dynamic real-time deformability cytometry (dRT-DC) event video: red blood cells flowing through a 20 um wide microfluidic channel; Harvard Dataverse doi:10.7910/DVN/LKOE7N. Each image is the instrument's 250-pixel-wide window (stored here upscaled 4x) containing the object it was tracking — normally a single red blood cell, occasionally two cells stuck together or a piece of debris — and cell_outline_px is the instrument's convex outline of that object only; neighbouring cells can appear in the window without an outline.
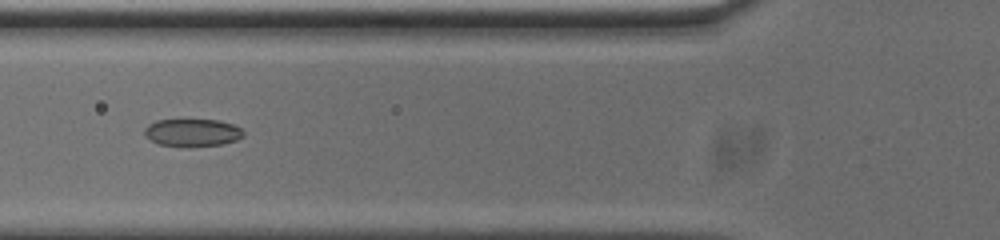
{"species": "common noctule bat (a hibernating species)", "species_latin": "Nyctalus noctula", "temperature_condition": "cold", "stored_images_in_passage": 37, "camera_frame_rate_fps": 3000, "um_per_image_px": 0.085, "animal": {"sex": "male", "body_mass_g": 20.0, "forearm_length_mm": 53.3}, "frame": {"image": 1, "passage_image": 4, "time_ms": 1.0, "image_size_px": [1000, 240], "cell_outline_px": [[244, 136], [236, 140], [220, 144], [160, 144], [152, 140], [144, 132], [144, 128], [148, 124], [156, 120], [220, 120], [232, 124], [240, 128], [244, 132]], "centroid_in_image_um": [16.38, 11.22], "position_along_channel_um": 109.4, "area_um2": 15.09}}
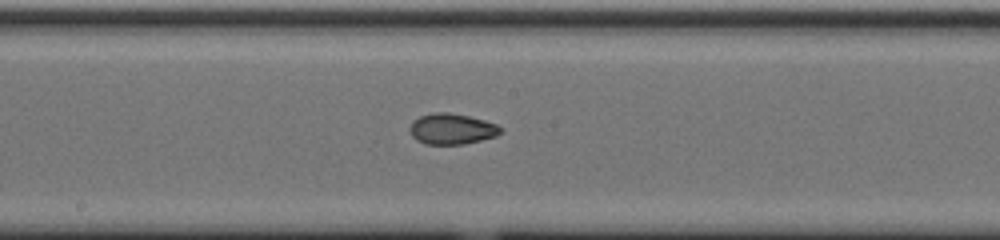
{"frame": {"image": 2, "passage_image": 12, "time_ms": 3.667, "image_size_px": [1000, 240], "cell_outline_px": [[504, 128], [496, 136], [464, 144], [424, 144], [416, 140], [412, 136], [408, 128], [412, 120], [420, 116], [432, 112], [448, 112], [468, 116], [484, 120], [496, 124]], "centroid_in_image_um": [38.36, 10.95], "position_along_channel_um": 209.8, "area_um2": 16.42}}
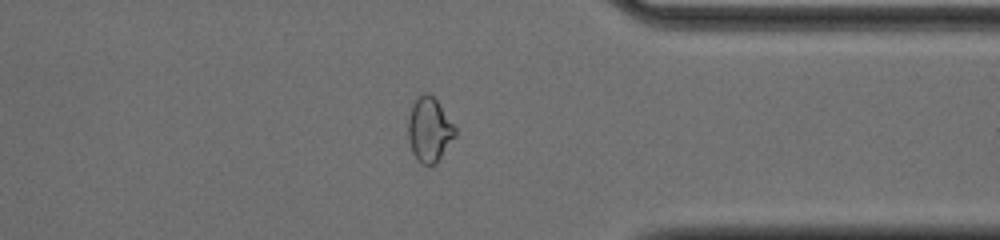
{"frame": {"image": 3, "passage_image": 26, "time_ms": 8.333, "image_size_px": [1000, 240], "cell_outline_px": [[456, 136], [436, 164], [420, 164], [412, 152], [408, 140], [408, 116], [412, 104], [424, 92], [428, 92], [436, 100], [456, 128]], "centroid_in_image_um": [36.48, 11.04], "position_along_channel_um": 374.9, "area_um2": 17.63}}